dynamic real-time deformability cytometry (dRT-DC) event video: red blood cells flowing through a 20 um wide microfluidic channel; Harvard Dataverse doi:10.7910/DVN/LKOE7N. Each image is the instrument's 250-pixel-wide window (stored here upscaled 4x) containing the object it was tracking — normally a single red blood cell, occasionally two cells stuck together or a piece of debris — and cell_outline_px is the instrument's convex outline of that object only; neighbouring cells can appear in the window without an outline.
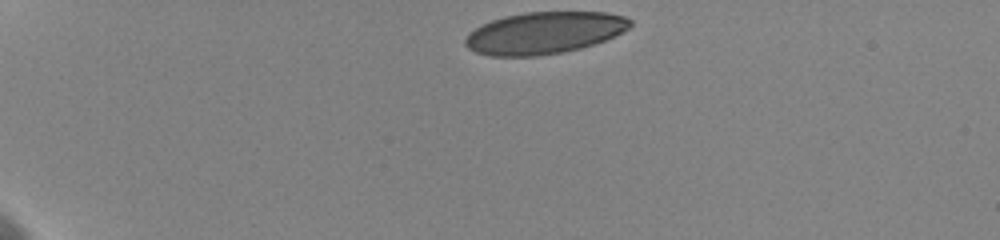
{"species": "human", "species_latin": "Homo sapiens", "temperature_condition": "cold", "stored_images_in_passage": 8, "camera_frame_rate_fps": 3000, "um_per_image_px": 0.085, "donor": {"sex": "female"}, "frame": {"image": 1, "passage_image": 1, "time_ms": 0.0, "image_size_px": [1000, 240], "cell_outline_px": [[632, 24], [628, 28], [604, 40], [580, 48], [560, 52], [536, 56], [492, 56], [476, 52], [468, 48], [464, 44], [464, 40], [476, 28], [492, 20], [504, 16], [524, 12], [608, 12], [624, 16], [632, 20]], "centroid_in_image_um": [46.26, 2.78], "position_along_channel_um": 38.7, "area_um2": 39.88}}
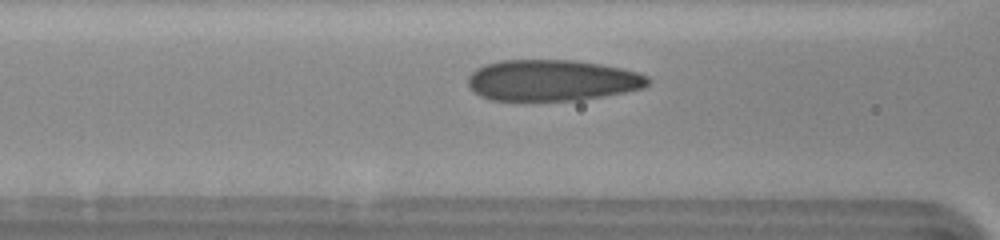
{"frame": {"image": 2, "passage_image": 6, "time_ms": 4.333, "image_size_px": [1000, 240], "cell_outline_px": [[652, 80], [644, 88], [604, 96], [580, 100], [492, 100], [480, 96], [468, 84], [468, 76], [476, 68], [500, 60], [572, 60], [600, 64], [620, 68], [636, 72], [648, 76]], "centroid_in_image_um": [46.95, 6.83], "position_along_channel_um": 119.7, "area_um2": 43.0}}